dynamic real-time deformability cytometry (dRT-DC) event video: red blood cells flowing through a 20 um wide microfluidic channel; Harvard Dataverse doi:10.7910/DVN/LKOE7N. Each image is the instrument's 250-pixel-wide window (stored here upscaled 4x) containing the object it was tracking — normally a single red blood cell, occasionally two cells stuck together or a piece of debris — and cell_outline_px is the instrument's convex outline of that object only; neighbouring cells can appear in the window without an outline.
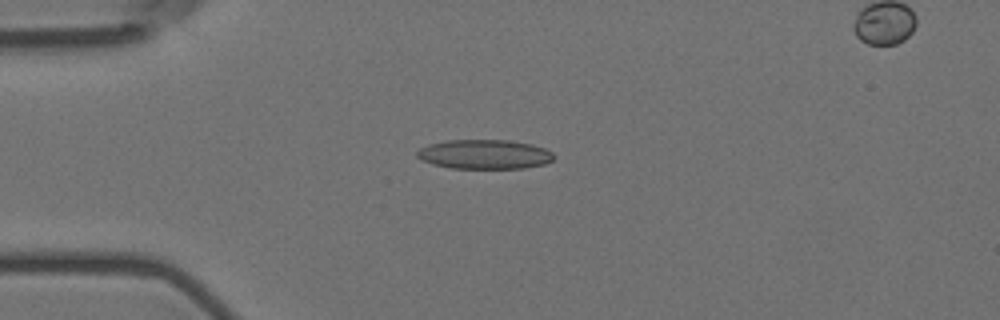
{"species": "Egyptian fruit bat (a non-hibernating species)", "species_latin": "Rousettus aegyptiacus", "temperature_condition": "room temperature", "stored_images_in_passage": 51, "camera_frame_rate_fps": 3000, "um_per_image_px": 0.085, "animal": {"sex": "female"}, "frame": {"image": 1, "passage_image": 10, "time_ms": 3.0, "image_size_px": [1000, 320], "cell_outline_px": [[556, 156], [552, 160], [544, 164], [524, 168], [448, 168], [432, 164], [416, 156], [416, 152], [420, 148], [428, 144], [448, 140], [508, 140], [532, 144], [544, 148], [552, 152]], "centroid_in_image_um": [41.19, 13.11], "position_along_channel_um": 43.8, "area_um2": 23.47}}
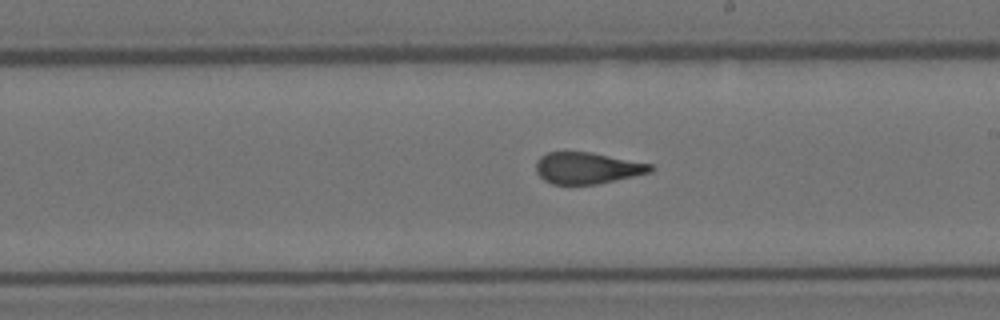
{"frame": {"image": 2, "passage_image": 28, "time_ms": 9.0, "image_size_px": [1000, 320], "cell_outline_px": [[656, 168], [652, 172], [596, 184], [552, 184], [544, 180], [536, 172], [536, 160], [540, 156], [548, 152], [592, 152], [652, 164]], "centroid_in_image_um": [49.92, 14.28], "position_along_channel_um": 239.1, "area_um2": 21.04}}
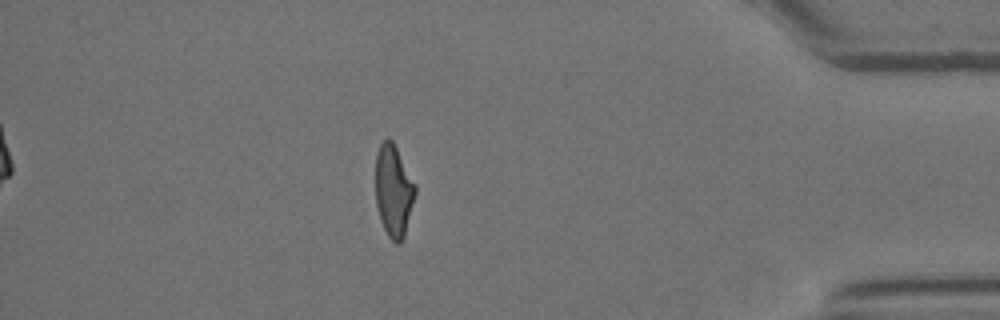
{"frame": {"image": 3, "passage_image": 45, "time_ms": 14.667, "image_size_px": [1000, 320], "cell_outline_px": [[416, 192], [404, 236], [400, 244], [396, 244], [388, 236], [380, 220], [376, 204], [376, 152], [380, 144], [388, 136], [392, 140], [416, 184]], "centroid_in_image_um": [33.45, 16.2], "position_along_channel_um": 401.8, "area_um2": 21.27}}